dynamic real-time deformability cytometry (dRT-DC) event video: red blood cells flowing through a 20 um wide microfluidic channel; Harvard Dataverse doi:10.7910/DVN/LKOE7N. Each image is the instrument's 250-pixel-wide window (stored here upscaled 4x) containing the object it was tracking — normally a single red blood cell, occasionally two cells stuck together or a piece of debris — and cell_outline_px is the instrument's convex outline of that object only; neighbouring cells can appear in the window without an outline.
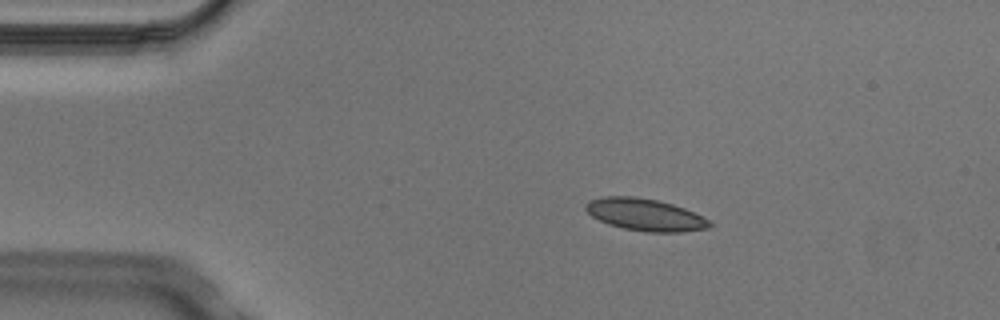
{"species": "Egyptian fruit bat (a non-hibernating species)", "species_latin": "Rousettus aegyptiacus", "temperature_condition": "cold", "stored_images_in_passage": 6, "camera_frame_rate_fps": 3000, "um_per_image_px": 0.085, "animal": {"sex": "male"}, "frame": {"image": 1, "passage_image": 2, "time_ms": 0.333, "image_size_px": [1000, 320], "cell_outline_px": [[712, 224], [708, 228], [680, 232], [644, 232], [624, 228], [608, 224], [592, 216], [584, 208], [584, 204], [588, 200], [604, 196], [636, 196], [656, 200], [672, 204], [684, 208], [708, 220]], "centroid_in_image_um": [54.78, 18.24], "position_along_channel_um": 30.2, "area_um2": 23.06}}
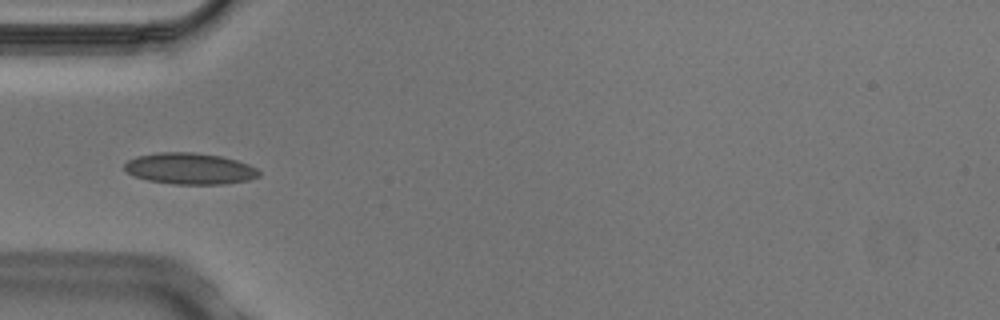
{"frame": {"image": 2, "passage_image": 4, "time_ms": 1.0, "image_size_px": [1000, 320], "cell_outline_px": [[260, 176], [248, 180], [224, 184], [176, 184], [148, 180], [136, 176], [128, 172], [124, 168], [124, 164], [128, 160], [136, 156], [160, 152], [196, 152], [220, 156], [236, 160], [248, 164], [256, 168], [260, 172]], "centroid_in_image_um": [16.15, 14.32], "position_along_channel_um": 68.9, "area_um2": 24.45}}
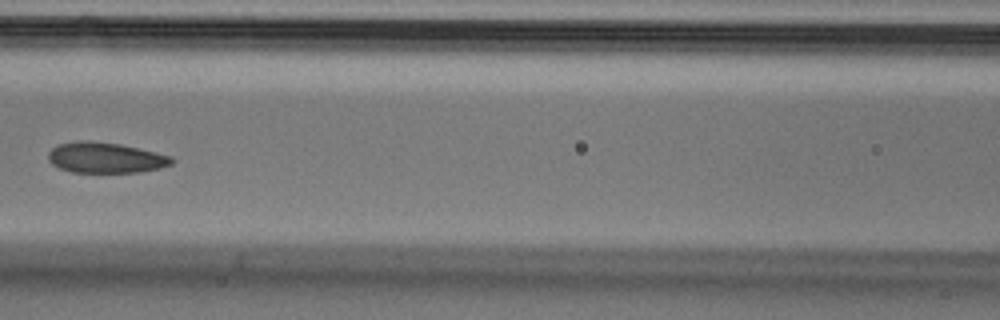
{"frame": {"image": 3, "passage_image": 6, "time_ms": 1.667, "image_size_px": [1000, 320], "cell_outline_px": [[176, 160], [172, 164], [160, 168], [140, 172], [72, 172], [60, 168], [52, 164], [48, 160], [48, 152], [56, 144], [80, 140], [88, 140], [120, 144], [156, 152], [172, 156]], "centroid_in_image_um": [8.97, 13.4], "position_along_channel_um": 157.6, "area_um2": 22.2}}